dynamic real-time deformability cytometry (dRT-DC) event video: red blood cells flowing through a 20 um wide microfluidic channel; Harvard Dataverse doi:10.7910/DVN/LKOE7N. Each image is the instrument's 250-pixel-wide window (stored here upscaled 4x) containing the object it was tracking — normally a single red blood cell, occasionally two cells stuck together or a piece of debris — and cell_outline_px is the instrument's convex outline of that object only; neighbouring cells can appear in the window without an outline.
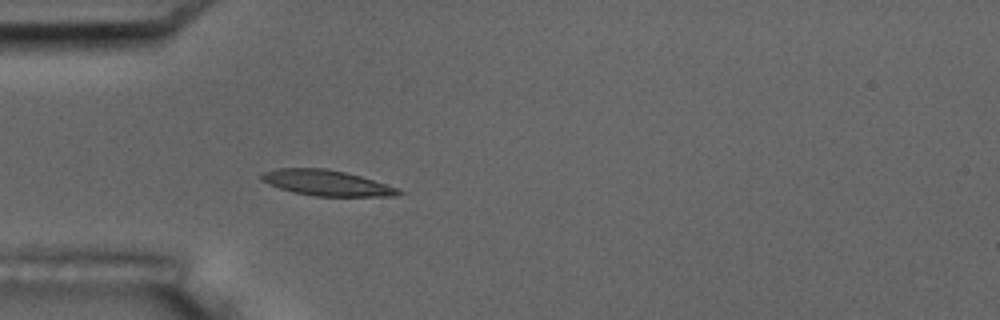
{"species": "common noctule bat (a hibernating species)", "species_latin": "Nyctalus noctula", "temperature_condition": "room temperature", "stored_images_in_passage": 4, "camera_frame_rate_fps": 3000, "um_per_image_px": 0.085, "animal": {"sex": "male", "body_mass_g": 17.5, "forearm_length_mm": 52.3}, "frame": {"image": 1, "passage_image": 4, "time_ms": 4.333, "image_size_px": [1000, 320], "cell_outline_px": [[408, 192], [396, 196], [316, 196], [292, 192], [268, 184], [260, 180], [260, 176], [264, 172], [276, 168], [324, 168], [344, 172], [360, 176], [400, 188]], "centroid_in_image_um": [27.8, 15.55], "position_along_channel_um": 57.2, "area_um2": 20.58}}